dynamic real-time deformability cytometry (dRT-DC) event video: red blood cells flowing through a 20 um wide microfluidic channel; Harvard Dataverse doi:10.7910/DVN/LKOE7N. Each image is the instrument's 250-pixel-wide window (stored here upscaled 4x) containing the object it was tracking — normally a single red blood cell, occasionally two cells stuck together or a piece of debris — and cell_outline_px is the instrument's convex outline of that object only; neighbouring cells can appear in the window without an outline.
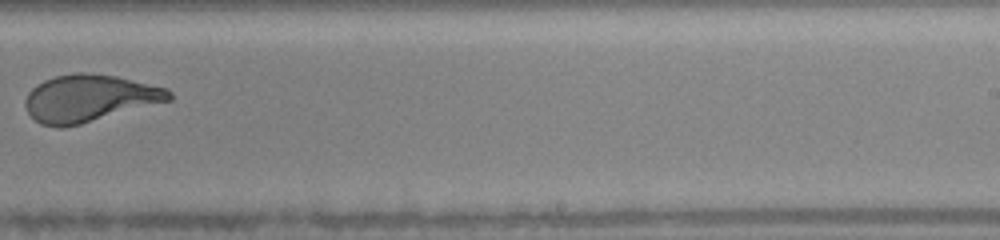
{"species": "human", "species_latin": "Homo sapiens", "temperature_condition": "warm", "stored_images_in_passage": 27, "camera_frame_rate_fps": 3000, "um_per_image_px": 0.085, "donor": {"sex": "female"}, "frame": {"image": 1, "passage_image": 12, "time_ms": 8.333, "image_size_px": [1000, 240], "cell_outline_px": [[172, 100], [80, 124], [64, 128], [56, 128], [40, 124], [28, 112], [24, 104], [24, 100], [28, 92], [32, 88], [44, 80], [56, 76], [76, 72], [84, 72], [116, 76], [168, 88], [172, 92]], "centroid_in_image_um": [7.59, 8.35], "position_along_channel_um": 281.4, "area_um2": 39.54}}
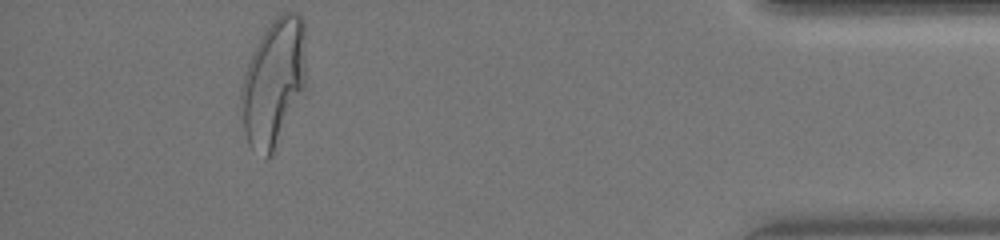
{"frame": {"image": 2, "passage_image": 23, "time_ms": 12.667, "image_size_px": [1000, 240], "cell_outline_px": [[304, 88], [268, 160], [264, 160], [248, 144], [244, 132], [240, 108], [240, 92], [244, 72], [252, 52], [260, 36], [272, 20], [276, 16], [284, 12], [296, 12], [304, 20]], "centroid_in_image_um": [23.2, 6.99], "position_along_channel_um": 412.0, "area_um2": 47.69}, "authors_computed_cell_mechanics": {"area_um2": 39.9398, "velocity_mm_per_s": 4.1006, "shape_relaxation_time_tau1_ms": 4.9547, "shape_relaxation_time_tau2_ms": null, "deformation_change_tau1": 0.1876, "deformation_change_tau2": null}}